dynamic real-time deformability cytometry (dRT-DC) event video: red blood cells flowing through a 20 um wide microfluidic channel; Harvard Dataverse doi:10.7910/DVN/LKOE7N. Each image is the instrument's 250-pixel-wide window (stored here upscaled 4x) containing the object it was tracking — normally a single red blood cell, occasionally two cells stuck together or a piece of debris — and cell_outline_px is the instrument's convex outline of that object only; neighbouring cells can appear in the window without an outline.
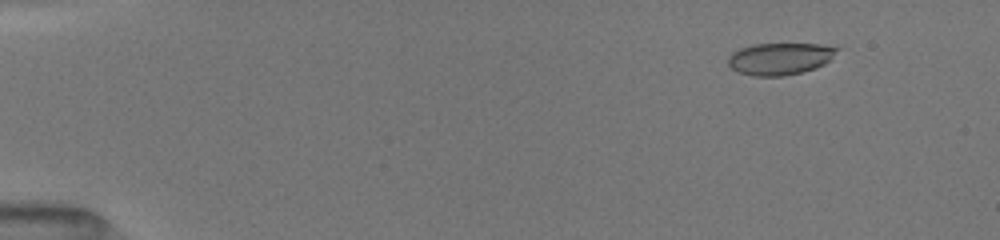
{"species": "common noctule bat (a hibernating species)", "species_latin": "Nyctalus noctula", "temperature_condition": "room temperature", "stored_images_in_passage": 14, "camera_frame_rate_fps": 3000, "um_per_image_px": 0.085, "animal": {"sex": "female", "body_mass_g": 19.5, "forearm_length_mm": 54.1}, "frame": {"image": 1, "passage_image": 2, "time_ms": 1.0, "image_size_px": [1000, 240], "cell_outline_px": [[840, 48], [824, 64], [816, 68], [784, 76], [756, 76], [740, 72], [732, 68], [728, 64], [728, 56], [732, 52], [740, 48], [752, 44], [820, 44]], "centroid_in_image_um": [66.27, 4.98], "position_along_channel_um": 18.7, "area_um2": 20.11}}
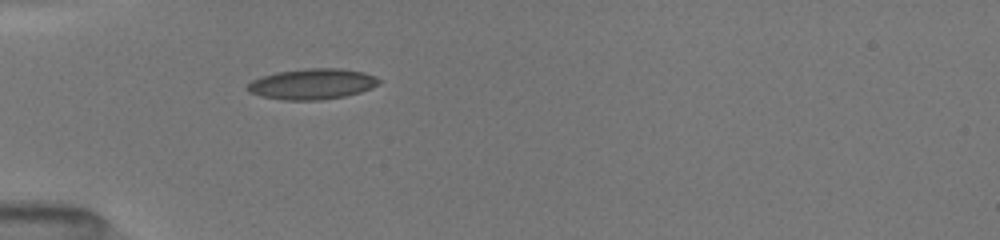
{"frame": {"image": 2, "passage_image": 9, "time_ms": 4.667, "image_size_px": [1000, 240], "cell_outline_px": [[380, 84], [372, 88], [360, 92], [344, 96], [320, 100], [284, 100], [260, 96], [248, 92], [248, 84], [252, 80], [276, 72], [308, 68], [340, 68], [364, 72], [376, 76], [380, 80]], "centroid_in_image_um": [26.56, 7.14], "position_along_channel_um": 58.4, "area_um2": 23.52}}
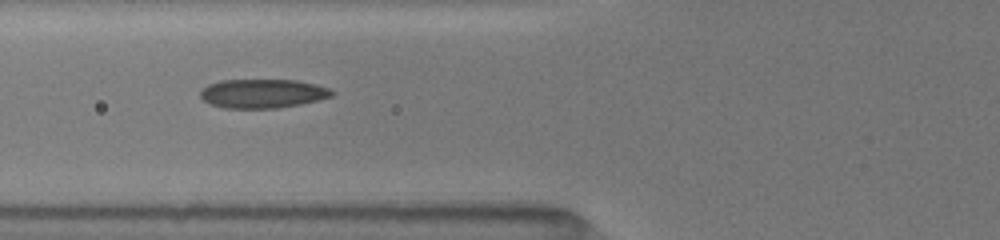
{"frame": {"image": 3, "passage_image": 12, "time_ms": 6.0, "image_size_px": [1000, 240], "cell_outline_px": [[336, 92], [332, 96], [300, 104], [276, 108], [224, 108], [212, 104], [204, 100], [200, 96], [200, 92], [208, 84], [220, 80], [296, 80], [316, 84], [328, 88]], "centroid_in_image_um": [22.33, 7.94], "position_along_channel_um": 103.5, "area_um2": 22.08}}